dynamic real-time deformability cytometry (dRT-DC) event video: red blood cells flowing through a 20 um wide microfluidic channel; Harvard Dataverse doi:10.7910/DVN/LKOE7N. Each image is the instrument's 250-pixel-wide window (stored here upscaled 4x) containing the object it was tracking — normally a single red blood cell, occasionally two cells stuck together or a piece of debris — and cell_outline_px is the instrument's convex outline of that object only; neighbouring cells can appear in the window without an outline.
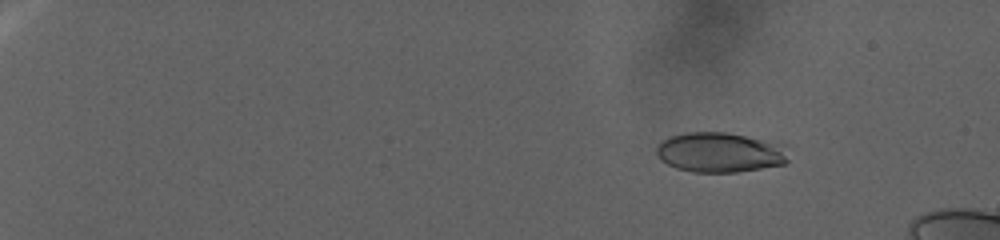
{"species": "human", "species_latin": "Homo sapiens", "temperature_condition": "warm", "stored_images_in_passage": 104, "camera_frame_rate_fps": 3000, "um_per_image_px": 0.085, "donor": {"sex": "female"}, "frame": {"image": 1, "passage_image": 1, "time_ms": 0.0, "image_size_px": [1000, 240], "cell_outline_px": [[788, 160], [784, 164], [736, 172], [692, 172], [676, 168], [660, 160], [656, 152], [656, 148], [660, 140], [668, 136], [684, 132], [728, 132], [784, 140], [788, 144]], "centroid_in_image_um": [61.3, 12.91], "position_along_channel_um": 23.7, "area_um2": 32.02}}
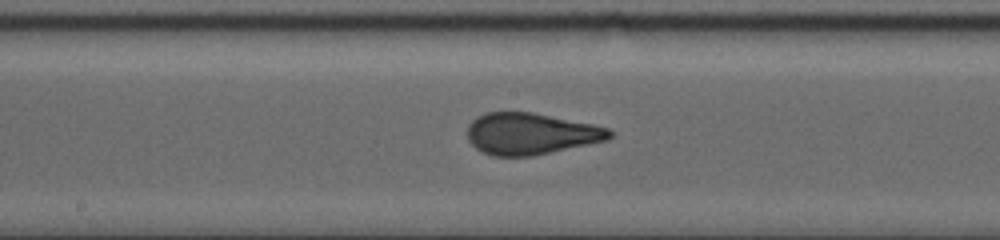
{"frame": {"image": 2, "passage_image": 57, "time_ms": 18.667, "image_size_px": [1000, 240], "cell_outline_px": [[612, 136], [608, 140], [532, 156], [492, 156], [476, 148], [468, 140], [468, 124], [476, 116], [484, 112], [532, 112], [592, 124], [608, 128], [612, 132]], "centroid_in_image_um": [45.09, 11.36], "position_along_channel_um": 203.1, "area_um2": 34.39}}
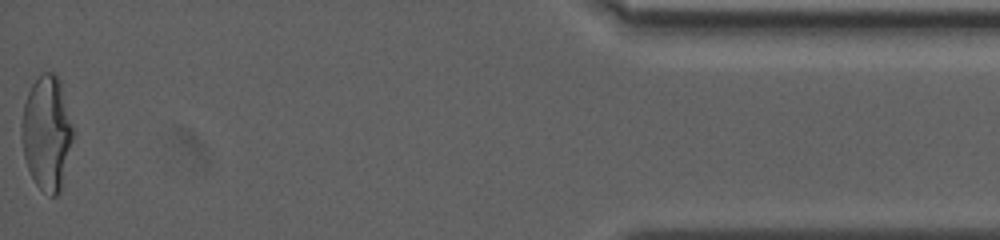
{"frame": {"image": 3, "passage_image": 104, "time_ms": 34.333, "image_size_px": [1000, 240], "cell_outline_px": [[72, 140], [60, 192], [56, 196], [52, 196], [40, 188], [36, 184], [28, 168], [24, 156], [20, 136], [20, 124], [24, 104], [28, 92], [32, 84], [40, 72], [52, 72], [60, 80], [72, 124]], "centroid_in_image_um": [3.95, 11.27], "position_along_channel_um": 431.3, "area_um2": 34.1}}